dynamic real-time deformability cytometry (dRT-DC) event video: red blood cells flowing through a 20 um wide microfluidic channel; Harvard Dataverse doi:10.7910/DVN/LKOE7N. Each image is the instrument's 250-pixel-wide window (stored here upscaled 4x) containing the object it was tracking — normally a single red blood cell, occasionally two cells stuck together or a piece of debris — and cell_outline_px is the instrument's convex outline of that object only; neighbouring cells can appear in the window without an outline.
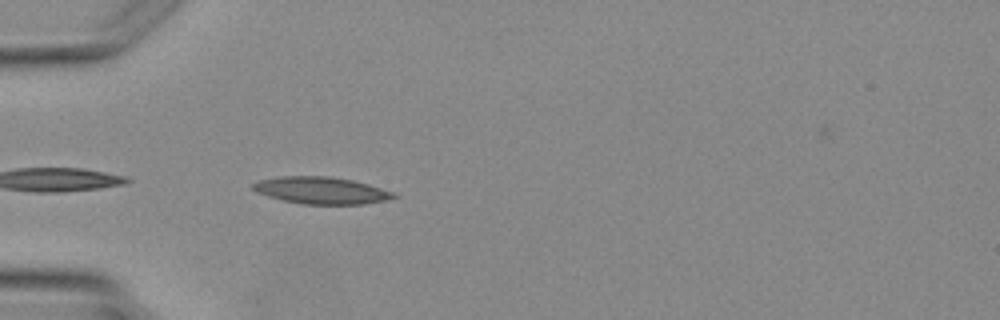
{"species": "Egyptian fruit bat (a non-hibernating species)", "species_latin": "Rousettus aegyptiacus", "temperature_condition": "warm", "stored_images_in_passage": 2, "camera_frame_rate_fps": 3000, "um_per_image_px": 0.085, "animal": {"sex": "female"}, "frame": {"image": 1, "passage_image": 2, "time_ms": 1.0, "image_size_px": [1000, 320], "cell_outline_px": [[400, 196], [388, 200], [364, 204], [304, 204], [284, 200], [268, 196], [256, 192], [252, 188], [252, 184], [260, 180], [276, 176], [328, 176], [352, 180], [368, 184], [392, 192]], "centroid_in_image_um": [27.31, 16.18], "position_along_channel_um": 57.7, "area_um2": 22.08}}